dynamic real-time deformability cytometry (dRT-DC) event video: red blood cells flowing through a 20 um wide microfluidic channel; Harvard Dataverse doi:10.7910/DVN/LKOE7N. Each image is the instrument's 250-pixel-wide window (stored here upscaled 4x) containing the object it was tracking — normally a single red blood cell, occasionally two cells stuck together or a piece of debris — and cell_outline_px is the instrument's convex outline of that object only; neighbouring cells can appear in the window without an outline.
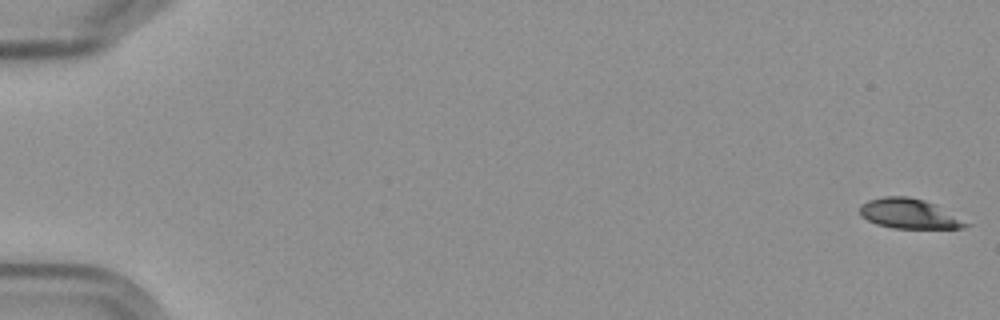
{"species": "Egyptian fruit bat (a non-hibernating species)", "species_latin": "Rousettus aegyptiacus", "temperature_condition": "cold", "stored_images_in_passage": 6, "camera_frame_rate_fps": 3000, "um_per_image_px": 0.085, "frame": {"image": 1, "passage_image": 1, "time_ms": 0.0, "image_size_px": [1000, 320], "cell_outline_px": [[972, 224], [964, 228], [892, 228], [876, 224], [860, 216], [860, 204], [868, 200], [884, 196], [908, 196], [924, 200], [936, 204]], "centroid_in_image_um": [77.28, 18.16], "position_along_channel_um": 7.7, "area_um2": 18.61}}
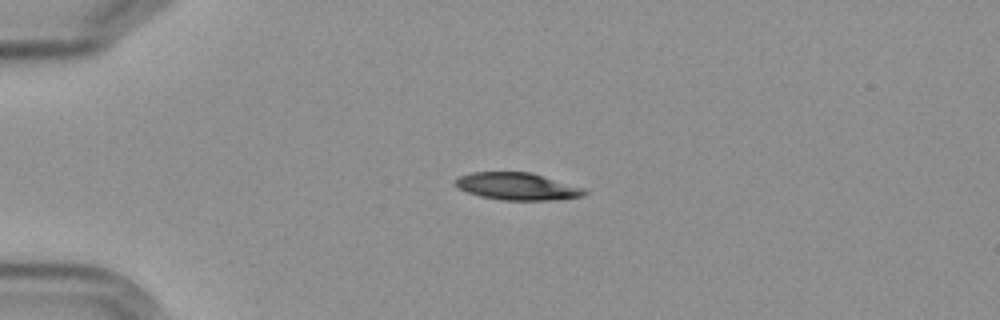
{"frame": {"image": 2, "passage_image": 5, "time_ms": 4.667, "image_size_px": [1000, 320], "cell_outline_px": [[588, 192], [584, 196], [552, 200], [500, 200], [480, 196], [468, 192], [460, 188], [456, 184], [456, 180], [460, 176], [472, 172], [532, 172], [584, 188]], "centroid_in_image_um": [44.01, 15.84], "position_along_channel_um": 41.0, "area_um2": 20.4}}